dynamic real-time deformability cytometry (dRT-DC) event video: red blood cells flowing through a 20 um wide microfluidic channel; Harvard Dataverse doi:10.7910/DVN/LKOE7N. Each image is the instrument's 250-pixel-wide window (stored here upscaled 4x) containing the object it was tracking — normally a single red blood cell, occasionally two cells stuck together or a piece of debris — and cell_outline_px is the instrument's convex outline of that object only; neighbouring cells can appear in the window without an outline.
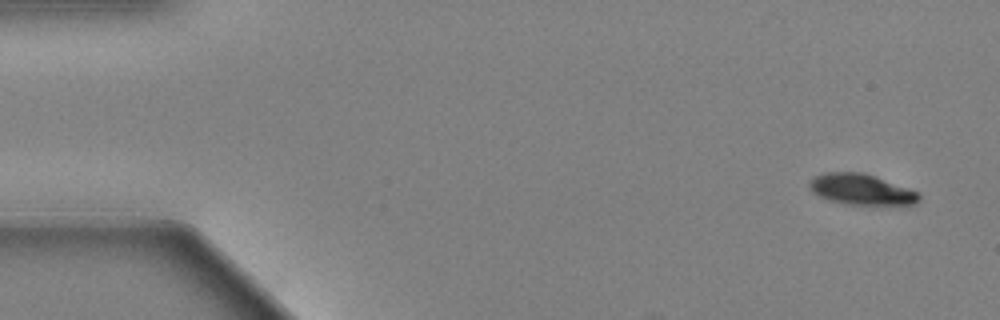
{"species": "Egyptian fruit bat (a non-hibernating species)", "species_latin": "Rousettus aegyptiacus", "temperature_condition": "warm", "stored_images_in_passage": 57, "camera_frame_rate_fps": 3000, "um_per_image_px": 0.085, "animal": {"sex": "female"}, "frame": {"image": 1, "passage_image": 1, "time_ms": 0.0, "image_size_px": [1000, 320], "cell_outline_px": [[920, 200], [916, 204], [844, 204], [828, 200], [812, 192], [808, 184], [816, 176], [828, 172], [860, 172], [872, 176], [916, 192], [920, 196]], "centroid_in_image_um": [73.15, 16.11], "position_along_channel_um": 11.9, "area_um2": 18.96}}
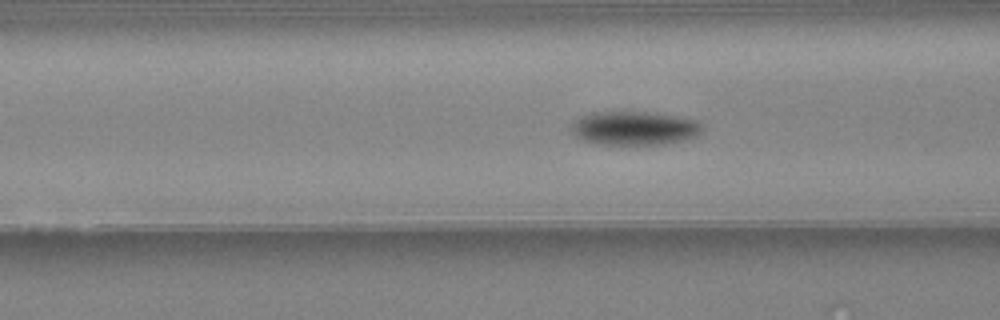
{"frame": {"image": 2, "passage_image": 21, "time_ms": 6.667, "image_size_px": [1000, 320], "cell_outline_px": [[704, 128], [696, 136], [664, 144], [596, 144], [584, 140], [576, 136], [572, 132], [572, 128], [576, 120], [592, 112], [648, 112], [696, 120]], "centroid_in_image_um": [53.92, 10.9], "position_along_channel_um": 112.7, "area_um2": 25.2}}
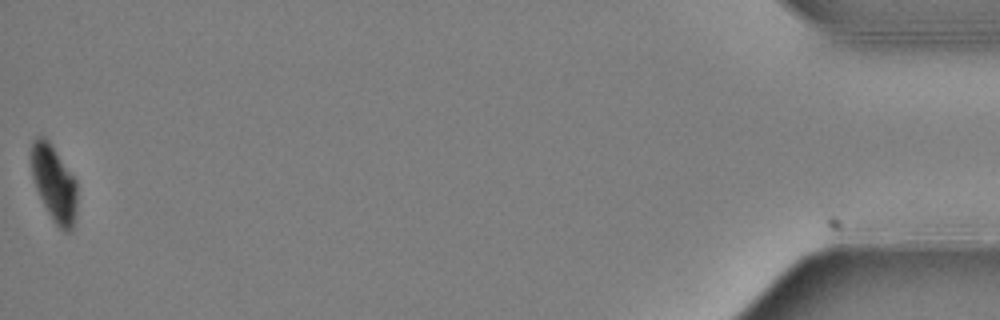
{"frame": {"image": 3, "passage_image": 57, "time_ms": 18.667, "image_size_px": [1000, 320], "cell_outline_px": [[76, 212], [72, 232], [64, 232], [52, 220], [36, 188], [32, 176], [32, 140], [36, 136], [44, 136], [48, 140], [76, 180]], "centroid_in_image_um": [4.6, 15.61], "position_along_channel_um": 430.6, "area_um2": 20.06}, "authors_computed_cell_mechanics": {"area_um2": 23.2934, "velocity_mm_per_s": 3.4719, "shape_relaxation_time_tau1_ms": 2.0094, "shape_relaxation_time_tau2_ms": null, "deformation_change_tau1": 0.1239, "deformation_change_tau2": null}}